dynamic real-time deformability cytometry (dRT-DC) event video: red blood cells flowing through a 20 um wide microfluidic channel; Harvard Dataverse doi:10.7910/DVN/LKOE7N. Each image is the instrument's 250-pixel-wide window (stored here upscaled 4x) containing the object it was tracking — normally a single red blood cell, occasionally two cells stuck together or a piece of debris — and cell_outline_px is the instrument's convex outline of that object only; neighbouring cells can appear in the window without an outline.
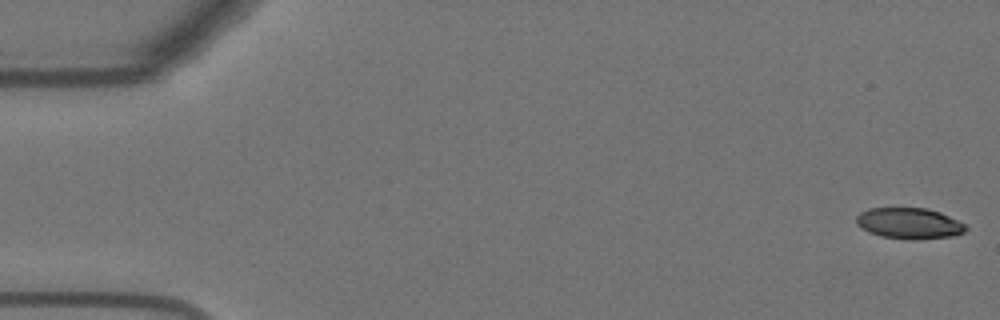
{"species": "Egyptian fruit bat (a non-hibernating species)", "species_latin": "Rousettus aegyptiacus", "temperature_condition": "warm", "stored_images_in_passage": 8, "camera_frame_rate_fps": 3000, "um_per_image_px": 0.085, "animal": {"sex": "female"}, "frame": {"image": 1, "passage_image": 1, "time_ms": 0.0, "image_size_px": [1000, 320], "cell_outline_px": [[968, 228], [964, 232], [952, 236], [916, 240], [908, 240], [880, 236], [868, 232], [860, 228], [856, 224], [856, 216], [860, 212], [868, 208], [928, 208], [940, 212], [964, 224]], "centroid_in_image_um": [77.24, 18.99], "position_along_channel_um": 7.8, "area_um2": 19.94}}